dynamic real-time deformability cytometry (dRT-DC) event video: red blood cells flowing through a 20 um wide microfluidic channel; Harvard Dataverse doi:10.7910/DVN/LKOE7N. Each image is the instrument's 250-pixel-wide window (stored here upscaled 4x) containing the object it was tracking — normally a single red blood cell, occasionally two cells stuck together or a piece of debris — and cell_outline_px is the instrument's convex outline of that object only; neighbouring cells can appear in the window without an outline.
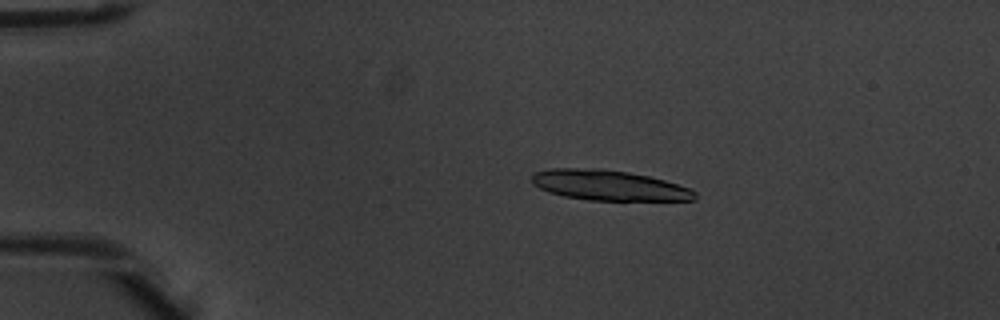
{"species": "common noctule bat (a hibernating species)", "species_latin": "Nyctalus noctula", "temperature_condition": "warm", "stored_images_in_passage": 5, "camera_frame_rate_fps": 3000, "um_per_image_px": 0.085, "animal": {"sex": "male", "body_mass_g": 20.1, "forearm_length_mm": 53.5}, "frame": {"image": 1, "passage_image": 3, "time_ms": 0.667, "image_size_px": [1000, 320], "cell_outline_px": [[696, 200], [588, 200], [564, 196], [548, 192], [532, 184], [532, 172], [552, 168], [600, 168], [628, 172], [648, 176], [664, 180], [692, 188], [696, 192]], "centroid_in_image_um": [51.74, 15.74], "position_along_channel_um": 33.3, "area_um2": 28.9}}